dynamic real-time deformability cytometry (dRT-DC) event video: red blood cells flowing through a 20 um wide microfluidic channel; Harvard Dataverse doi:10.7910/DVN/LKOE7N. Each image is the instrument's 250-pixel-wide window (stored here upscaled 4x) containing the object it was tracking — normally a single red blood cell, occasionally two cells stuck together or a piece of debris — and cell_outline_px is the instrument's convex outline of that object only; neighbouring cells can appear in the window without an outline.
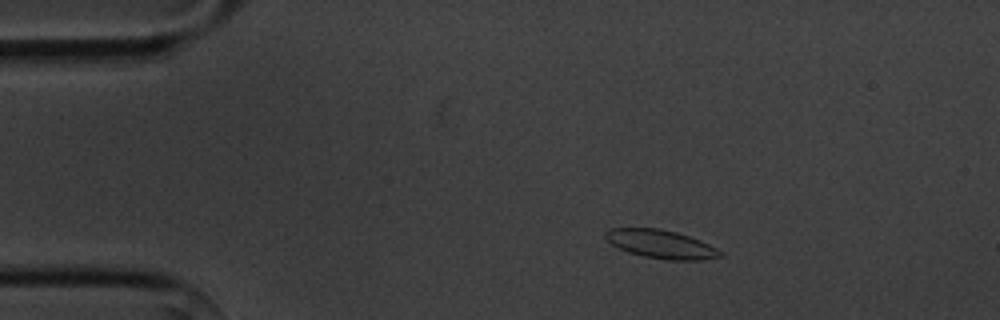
{"species": "common noctule bat (a hibernating species)", "species_latin": "Nyctalus noctula", "temperature_condition": "cold", "stored_images_in_passage": 4, "camera_frame_rate_fps": 3000, "um_per_image_px": 0.085, "animal": {"sex": "male", "body_mass_g": 20.1, "forearm_length_mm": 53.5}, "frame": {"image": 1, "passage_image": 1, "time_ms": 0.0, "image_size_px": [1000, 320], "cell_outline_px": [[724, 256], [704, 260], [668, 260], [644, 256], [628, 252], [612, 244], [604, 236], [604, 232], [612, 228], [660, 228], [676, 232], [700, 240], [724, 252]], "centroid_in_image_um": [56.22, 20.76], "position_along_channel_um": 28.8, "area_um2": 19.02}}
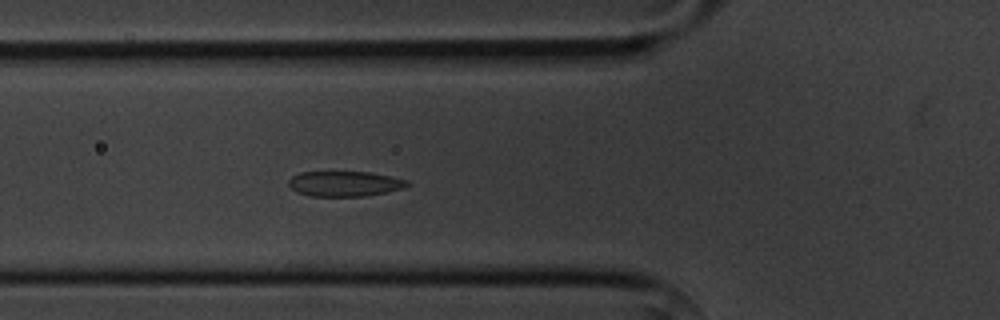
{"frame": {"image": 2, "passage_image": 4, "time_ms": 3.333, "image_size_px": [1000, 320], "cell_outline_px": [[408, 184], [404, 188], [388, 192], [364, 196], [308, 196], [296, 192], [288, 184], [288, 180], [292, 176], [300, 172], [368, 172], [392, 176], [408, 180]], "centroid_in_image_um": [29.29, 15.62], "position_along_channel_um": 96.5, "area_um2": 17.51}}